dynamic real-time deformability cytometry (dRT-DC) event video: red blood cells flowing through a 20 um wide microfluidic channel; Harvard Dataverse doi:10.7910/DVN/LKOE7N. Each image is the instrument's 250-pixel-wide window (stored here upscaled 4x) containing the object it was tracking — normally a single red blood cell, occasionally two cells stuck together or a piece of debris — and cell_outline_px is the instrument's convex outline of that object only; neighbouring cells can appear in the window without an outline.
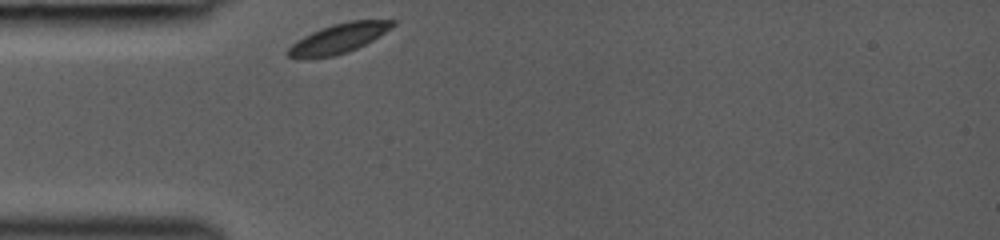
{"species": "common noctule bat (a hibernating species)", "species_latin": "Nyctalus noctula", "temperature_condition": "room temperature", "stored_images_in_passage": 27, "camera_frame_rate_fps": 3000, "um_per_image_px": 0.085, "animal": {"sex": "female", "body_mass_g": 19.0, "forearm_length_mm": 53.3}, "frame": {"image": 1, "passage_image": 1, "time_ms": 0.0, "image_size_px": [1000, 240], "cell_outline_px": [[396, 24], [372, 40], [348, 52], [332, 56], [288, 56], [288, 48], [292, 44], [304, 36], [320, 28], [332, 24], [348, 20], [396, 20]], "centroid_in_image_um": [28.84, 3.21], "position_along_channel_um": 56.2, "area_um2": 17.34}}
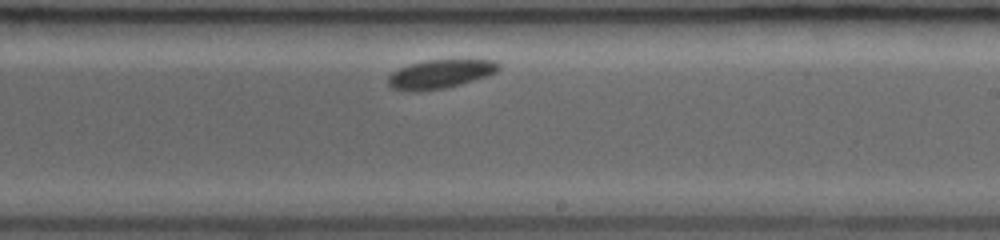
{"frame": {"image": 2, "passage_image": 16, "time_ms": 5.0, "image_size_px": [1000, 240], "cell_outline_px": [[500, 68], [496, 72], [488, 76], [460, 84], [444, 88], [420, 92], [408, 92], [392, 88], [388, 84], [388, 76], [392, 72], [400, 68], [424, 60], [496, 60], [500, 64]], "centroid_in_image_um": [37.41, 6.31], "position_along_channel_um": 251.6, "area_um2": 18.61}}
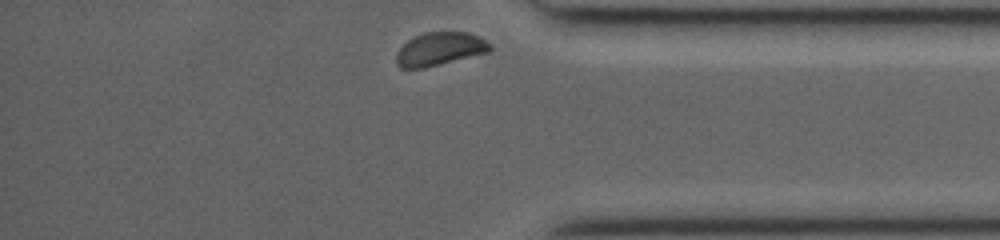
{"frame": {"image": 3, "passage_image": 27, "time_ms": 8.667, "image_size_px": [1000, 240], "cell_outline_px": [[492, 48], [488, 52], [424, 68], [400, 68], [396, 64], [396, 52], [408, 40], [424, 32], [468, 32], [480, 36], [492, 44]], "centroid_in_image_um": [37.39, 4.16], "position_along_channel_um": 397.8, "area_um2": 18.15}}